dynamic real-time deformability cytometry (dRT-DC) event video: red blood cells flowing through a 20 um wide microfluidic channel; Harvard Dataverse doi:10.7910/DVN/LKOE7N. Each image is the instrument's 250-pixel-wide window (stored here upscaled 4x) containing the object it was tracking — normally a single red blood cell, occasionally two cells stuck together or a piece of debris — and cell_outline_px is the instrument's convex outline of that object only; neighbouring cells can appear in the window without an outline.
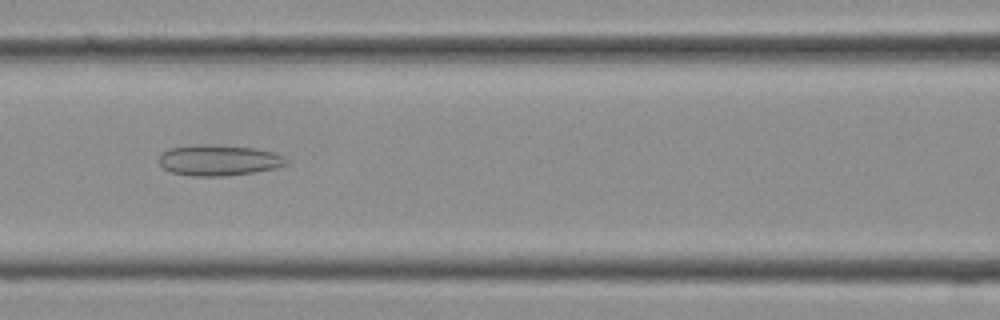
{"species": "Egyptian fruit bat (a non-hibernating species)", "species_latin": "Rousettus aegyptiacus", "temperature_condition": "cold", "stored_images_in_passage": 28, "camera_frame_rate_fps": 3000, "um_per_image_px": 0.085, "frame": {"image": 1, "passage_image": 12, "time_ms": 3.667, "image_size_px": [1000, 320], "cell_outline_px": [[288, 160], [284, 164], [276, 168], [252, 172], [224, 176], [192, 176], [172, 172], [164, 168], [156, 160], [160, 152], [168, 148], [204, 144], [208, 144], [256, 148], [272, 152]], "centroid_in_image_um": [18.5, 13.61], "position_along_channel_um": 148.1, "area_um2": 22.77}}
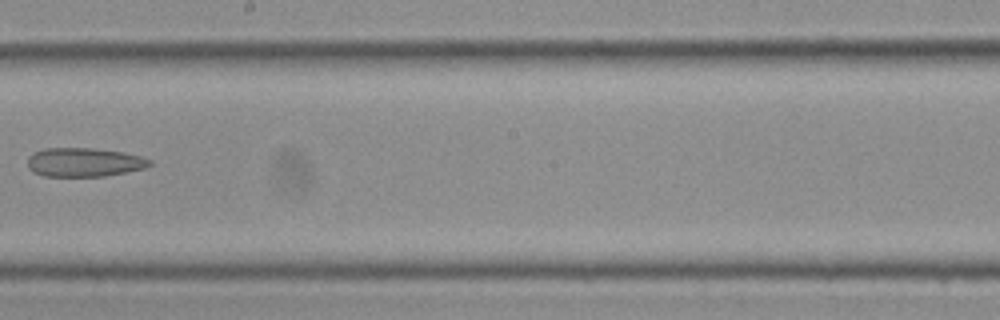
{"frame": {"image": 2, "passage_image": 16, "time_ms": 5.0, "image_size_px": [1000, 320], "cell_outline_px": [[152, 164], [148, 168], [104, 176], [44, 176], [32, 172], [28, 168], [28, 156], [44, 148], [92, 148], [124, 152], [140, 156], [152, 160]], "centroid_in_image_um": [7.17, 13.79], "position_along_channel_um": 241.0, "area_um2": 20.69}}
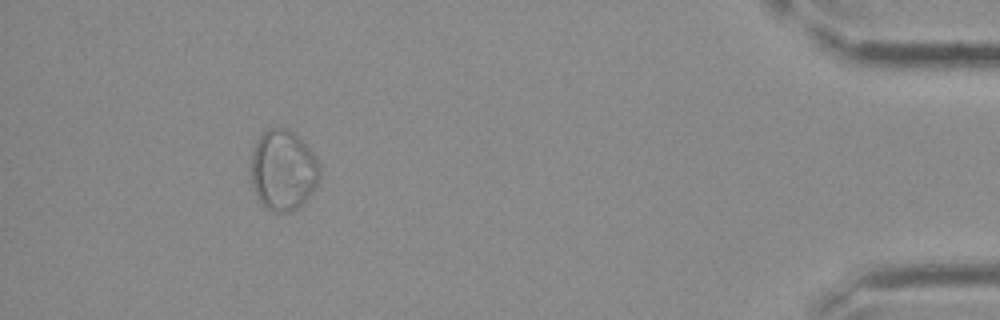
{"frame": {"image": 3, "passage_image": 26, "time_ms": 8.333, "image_size_px": [1000, 320], "cell_outline_px": [[320, 176], [312, 192], [304, 204], [288, 212], [272, 212], [264, 208], [260, 204], [252, 188], [252, 148], [256, 140], [264, 128], [288, 128], [296, 132], [304, 140], [316, 156], [320, 164]], "centroid_in_image_um": [24.07, 14.44], "position_along_channel_um": 411.1, "area_um2": 33.12}}